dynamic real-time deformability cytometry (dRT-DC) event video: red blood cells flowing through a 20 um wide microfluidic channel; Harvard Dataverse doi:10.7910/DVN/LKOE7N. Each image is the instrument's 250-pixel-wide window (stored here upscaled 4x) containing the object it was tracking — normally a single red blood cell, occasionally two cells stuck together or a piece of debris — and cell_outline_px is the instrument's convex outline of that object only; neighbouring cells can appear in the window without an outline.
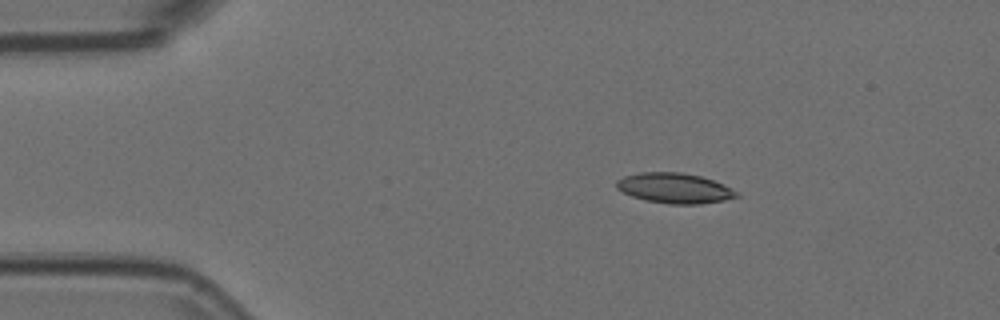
{"species": "Egyptian fruit bat (a non-hibernating species)", "species_latin": "Rousettus aegyptiacus", "temperature_condition": "room temperature", "stored_images_in_passage": 3, "camera_frame_rate_fps": 3000, "um_per_image_px": 0.085, "animal": {"sex": "female"}, "frame": {"image": 1, "passage_image": 1, "time_ms": 0.0, "image_size_px": [1000, 320], "cell_outline_px": [[740, 196], [724, 200], [700, 204], [668, 204], [644, 200], [632, 196], [616, 188], [616, 180], [624, 176], [640, 172], [680, 172], [700, 176], [712, 180], [740, 192]], "centroid_in_image_um": [57.33, 15.99], "position_along_channel_um": 27.7, "area_um2": 21.15}}